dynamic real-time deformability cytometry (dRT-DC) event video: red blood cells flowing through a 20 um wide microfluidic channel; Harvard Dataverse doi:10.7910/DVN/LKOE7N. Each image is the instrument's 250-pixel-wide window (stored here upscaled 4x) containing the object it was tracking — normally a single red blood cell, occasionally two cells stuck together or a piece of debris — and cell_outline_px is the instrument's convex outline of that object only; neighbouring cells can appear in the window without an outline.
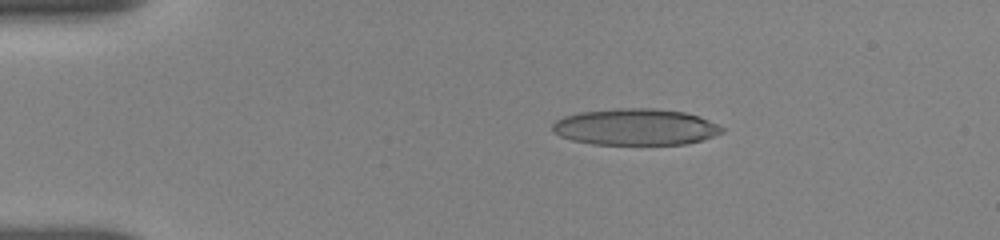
{"species": "human", "species_latin": "Homo sapiens", "temperature_condition": "room temperature", "stored_images_in_passage": 11, "camera_frame_rate_fps": 3000, "um_per_image_px": 0.085, "donor": {"sex": "female"}, "frame": {"image": 1, "passage_image": 3, "time_ms": 1.667, "image_size_px": [1000, 240], "cell_outline_px": [[724, 132], [704, 140], [684, 144], [592, 144], [572, 140], [560, 136], [552, 132], [552, 124], [556, 120], [564, 116], [580, 112], [616, 108], [652, 108], [684, 112], [700, 116], [724, 128]], "centroid_in_image_um": [54.01, 10.79], "position_along_channel_um": 31.0, "area_um2": 36.13}}
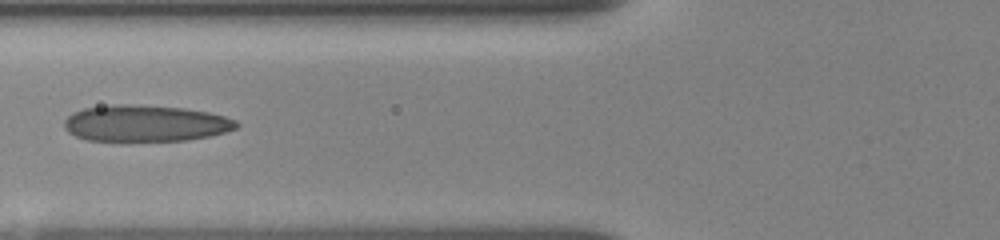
{"frame": {"image": 2, "passage_image": 8, "time_ms": 5.333, "image_size_px": [1000, 240], "cell_outline_px": [[240, 124], [236, 128], [224, 132], [208, 136], [184, 140], [120, 144], [88, 140], [76, 136], [68, 132], [64, 128], [64, 120], [72, 112], [84, 108], [112, 104], [128, 104], [184, 108], [208, 112], [224, 116], [236, 120]], "centroid_in_image_um": [12.29, 10.52], "position_along_channel_um": 113.5, "area_um2": 37.69}}
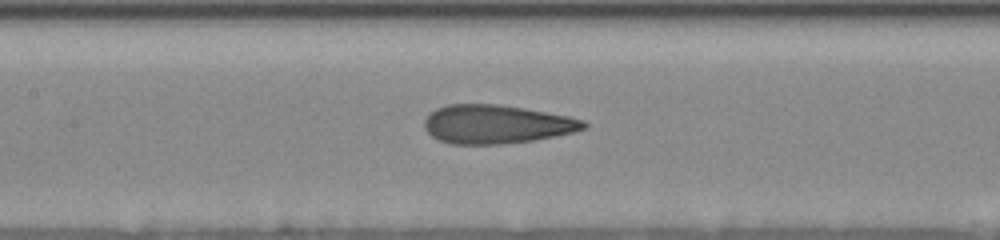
{"frame": {"image": 3, "passage_image": 10, "time_ms": 6.667, "image_size_px": [1000, 240], "cell_outline_px": [[588, 128], [572, 132], [536, 140], [500, 144], [452, 144], [440, 140], [432, 136], [424, 128], [424, 120], [436, 108], [448, 104], [496, 104], [524, 108], [568, 116], [584, 120], [588, 124]], "centroid_in_image_um": [42.21, 10.56], "position_along_channel_um": 165.2, "area_um2": 35.84}}